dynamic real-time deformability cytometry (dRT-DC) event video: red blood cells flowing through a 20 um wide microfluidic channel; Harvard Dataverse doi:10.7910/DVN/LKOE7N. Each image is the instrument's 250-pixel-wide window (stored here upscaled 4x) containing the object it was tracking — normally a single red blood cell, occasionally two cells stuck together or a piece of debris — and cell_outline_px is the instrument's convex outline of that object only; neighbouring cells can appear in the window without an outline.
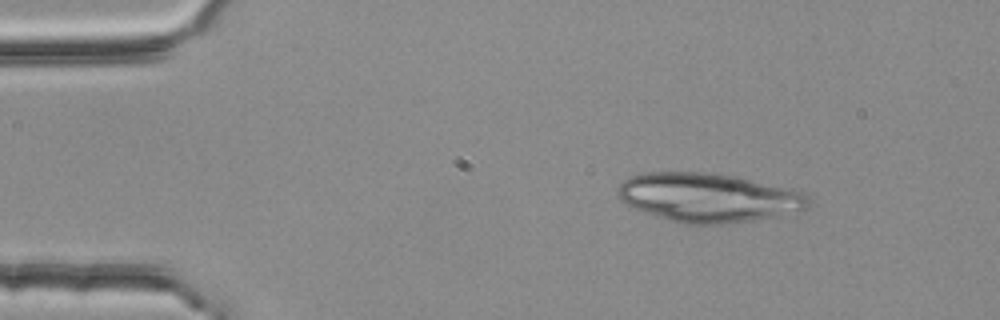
{"species": "common noctule bat (a hibernating species)", "species_latin": "Nyctalus noctula", "temperature_condition": "room temperature", "stored_images_in_passage": 2, "camera_frame_rate_fps": 3000, "um_per_image_px": 0.085, "animal": {"sex": "female", "body_mass_g": 25.1}, "frame": {"image": 1, "passage_image": 1, "time_ms": 0.0, "image_size_px": [1000, 320], "cell_outline_px": [[808, 204], [804, 208], [780, 216], [756, 220], [724, 224], [684, 224], [668, 220], [644, 212], [620, 200], [616, 192], [620, 184], [624, 180], [632, 176], [644, 172], [704, 172], [740, 176], [792, 188], [804, 192], [808, 196]], "centroid_in_image_um": [60.23, 16.78], "position_along_channel_um": 24.8, "area_um2": 54.74}}